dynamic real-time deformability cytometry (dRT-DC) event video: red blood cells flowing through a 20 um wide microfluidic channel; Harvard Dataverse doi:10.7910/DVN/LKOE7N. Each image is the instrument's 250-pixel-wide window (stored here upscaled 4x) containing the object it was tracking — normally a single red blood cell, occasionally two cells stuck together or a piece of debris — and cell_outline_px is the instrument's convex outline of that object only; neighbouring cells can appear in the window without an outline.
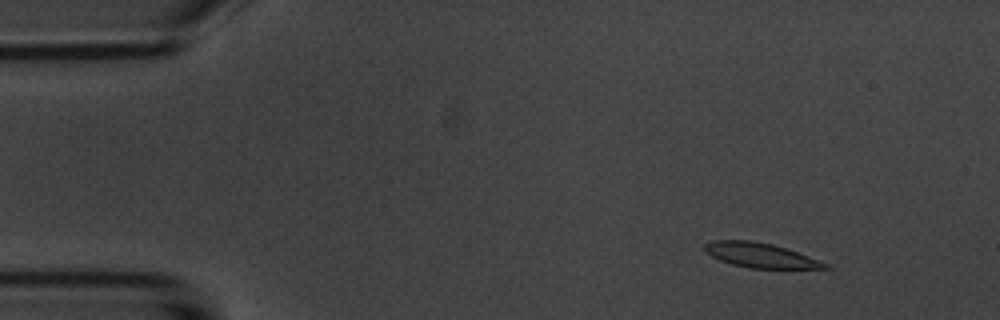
{"species": "common noctule bat (a hibernating species)", "species_latin": "Nyctalus noctula", "temperature_condition": "room temperature", "stored_images_in_passage": 8, "camera_frame_rate_fps": 3000, "um_per_image_px": 0.085, "animal": {"sex": "male", "body_mass_g": 20.1, "forearm_length_mm": 53.5}, "frame": {"image": 1, "passage_image": 2, "time_ms": 1.0, "image_size_px": [1000, 320], "cell_outline_px": [[832, 268], [748, 268], [732, 264], [720, 260], [704, 252], [704, 244], [712, 240], [752, 240], [772, 244], [808, 256], [828, 264]], "centroid_in_image_um": [64.57, 21.69], "position_along_channel_um": 20.4, "area_um2": 17.11}}
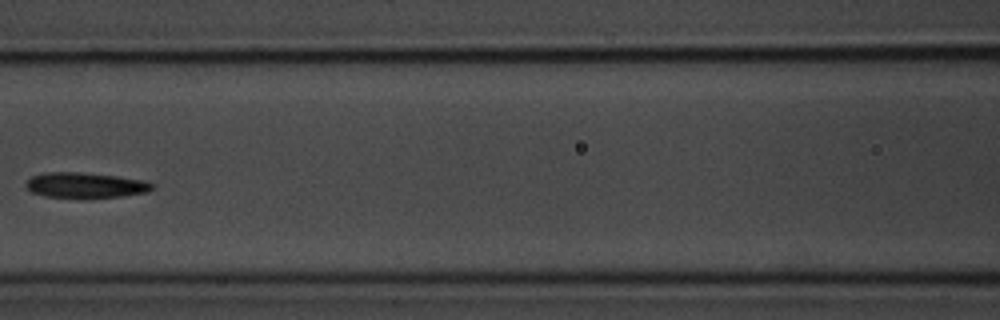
{"frame": {"image": 2, "passage_image": 7, "time_ms": 7.0, "image_size_px": [1000, 320], "cell_outline_px": [[152, 188], [148, 192], [120, 196], [88, 200], [80, 200], [44, 196], [32, 192], [24, 184], [32, 176], [44, 172], [80, 172], [116, 176], [144, 180], [152, 184]], "centroid_in_image_um": [7.22, 15.78], "position_along_channel_um": 159.4, "area_um2": 19.25}}
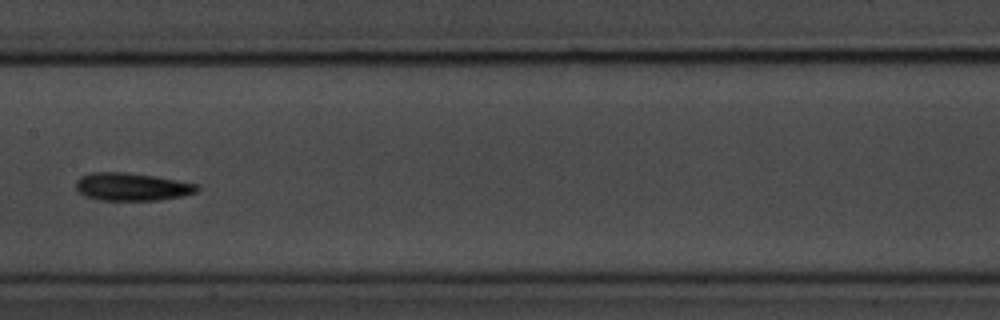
{"frame": {"image": 3, "passage_image": 8, "time_ms": 8.0, "image_size_px": [1000, 320], "cell_outline_px": [[200, 188], [196, 192], [184, 196], [160, 200], [100, 200], [84, 196], [76, 188], [76, 180], [80, 176], [92, 172], [124, 172], [156, 176], [196, 184]], "centroid_in_image_um": [11.2, 15.87], "position_along_channel_um": 196.2, "area_um2": 19.71}}